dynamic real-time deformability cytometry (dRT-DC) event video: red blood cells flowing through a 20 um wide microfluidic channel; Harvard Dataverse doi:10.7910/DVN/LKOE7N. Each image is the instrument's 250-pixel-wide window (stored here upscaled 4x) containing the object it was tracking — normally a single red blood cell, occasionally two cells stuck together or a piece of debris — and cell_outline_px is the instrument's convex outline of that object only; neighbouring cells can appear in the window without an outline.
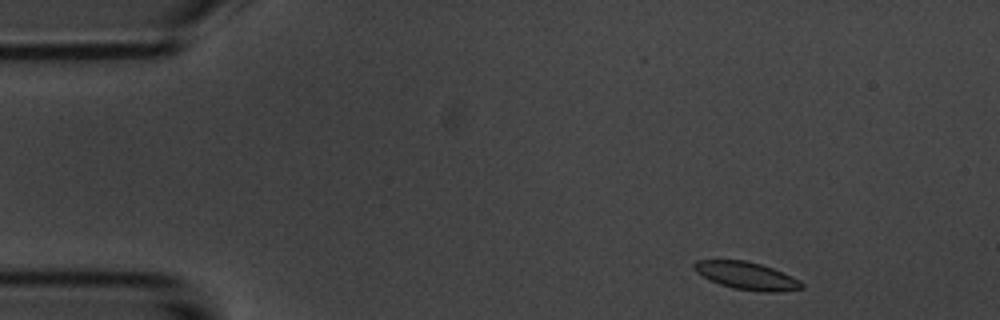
{"species": "common noctule bat (a hibernating species)", "species_latin": "Nyctalus noctula", "temperature_condition": "room temperature", "stored_images_in_passage": 4, "camera_frame_rate_fps": 3000, "um_per_image_px": 0.085, "animal": {"sex": "male", "body_mass_g": 20.1, "forearm_length_mm": 53.5}, "frame": {"image": 1, "passage_image": 1, "time_ms": 0.0, "image_size_px": [1000, 320], "cell_outline_px": [[804, 288], [776, 292], [764, 292], [732, 288], [720, 284], [696, 272], [692, 268], [692, 264], [696, 260], [748, 260], [772, 268], [800, 280], [804, 284]], "centroid_in_image_um": [63.46, 23.43], "position_along_channel_um": 21.5, "area_um2": 17.22}}
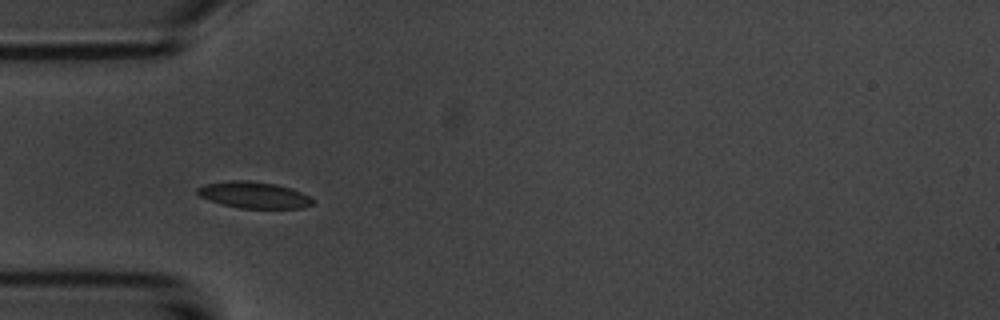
{"frame": {"image": 2, "passage_image": 4, "time_ms": 3.333, "image_size_px": [1000, 320], "cell_outline_px": [[316, 200], [312, 204], [304, 208], [240, 208], [220, 204], [208, 200], [200, 196], [196, 192], [196, 188], [204, 184], [228, 180], [248, 180], [276, 184], [292, 188]], "centroid_in_image_um": [21.56, 16.57], "position_along_channel_um": 63.4, "area_um2": 17.98}}